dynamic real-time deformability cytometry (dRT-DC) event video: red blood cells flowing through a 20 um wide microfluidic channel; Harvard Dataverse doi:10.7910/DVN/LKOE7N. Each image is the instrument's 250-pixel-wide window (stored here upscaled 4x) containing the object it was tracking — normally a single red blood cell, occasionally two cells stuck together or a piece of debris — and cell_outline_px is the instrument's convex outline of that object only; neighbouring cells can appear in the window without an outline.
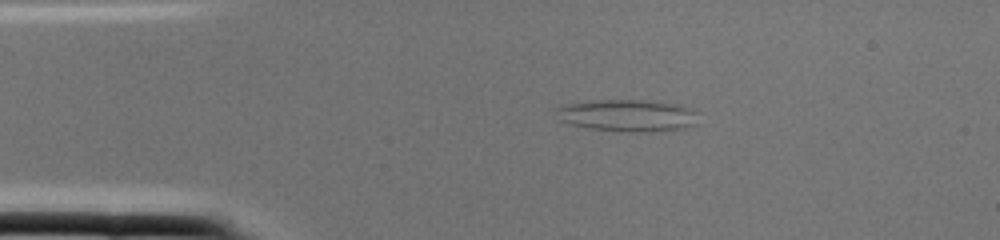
{"species": "common noctule bat (a hibernating species)", "species_latin": "Nyctalus noctula", "temperature_condition": "cold", "stored_images_in_passage": 1, "camera_frame_rate_fps": 3000, "um_per_image_px": 0.085, "animal": {"sex": "female", "body_mass_g": 22.0, "forearm_length_mm": 56.7}, "frame": {"image": 1, "passage_image": 1, "time_ms": 0.0, "image_size_px": [1000, 240], "cell_outline_px": [[696, 124], [692, 128], [648, 132], [636, 132], [588, 128], [556, 120], [552, 108], [564, 104], [588, 100], [644, 100], [680, 104], [692, 108], [696, 112]], "centroid_in_image_um": [53.3, 9.81], "position_along_channel_um": 31.7, "area_um2": 27.22}}